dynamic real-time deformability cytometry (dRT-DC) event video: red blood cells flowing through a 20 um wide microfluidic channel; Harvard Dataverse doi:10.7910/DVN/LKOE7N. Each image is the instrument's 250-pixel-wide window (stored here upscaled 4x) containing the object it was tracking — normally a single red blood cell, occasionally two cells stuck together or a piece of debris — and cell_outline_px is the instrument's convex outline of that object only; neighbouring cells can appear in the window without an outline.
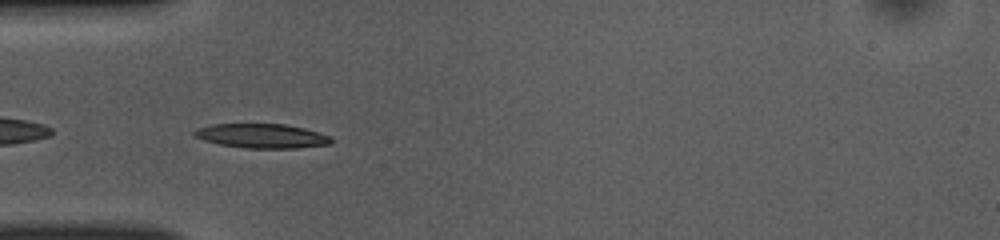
{"species": "common noctule bat (a hibernating species)", "species_latin": "Nyctalus noctula", "temperature_condition": "room temperature", "stored_images_in_passage": 37, "camera_frame_rate_fps": 3000, "um_per_image_px": 0.085, "animal": {"sex": "female", "body_mass_g": 10.0, "forearm_length_mm": 53.1}, "frame": {"image": 1, "passage_image": 2, "time_ms": 0.333, "image_size_px": [1000, 240], "cell_outline_px": [[332, 144], [296, 148], [244, 148], [220, 144], [204, 140], [192, 136], [192, 132], [196, 128], [212, 124], [284, 124], [304, 128], [328, 136], [332, 140]], "centroid_in_image_um": [22.2, 11.55], "position_along_channel_um": 62.8, "area_um2": 19.36}}
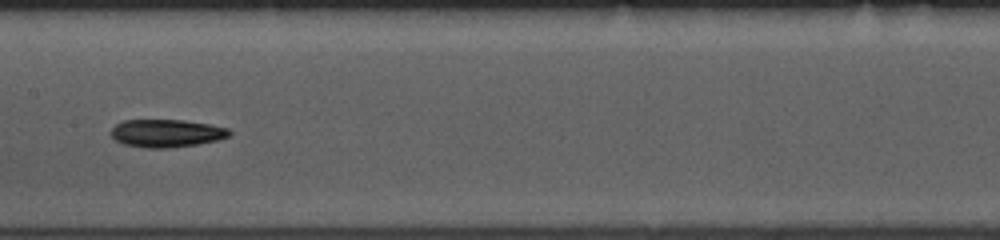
{"frame": {"image": 2, "passage_image": 12, "time_ms": 3.667, "image_size_px": [1000, 240], "cell_outline_px": [[232, 132], [228, 136], [216, 140], [196, 144], [168, 148], [148, 148], [124, 144], [116, 140], [108, 132], [116, 124], [124, 120], [184, 120], [208, 124], [228, 128]], "centroid_in_image_um": [14.12, 11.32], "position_along_channel_um": 193.3, "area_um2": 19.07}}
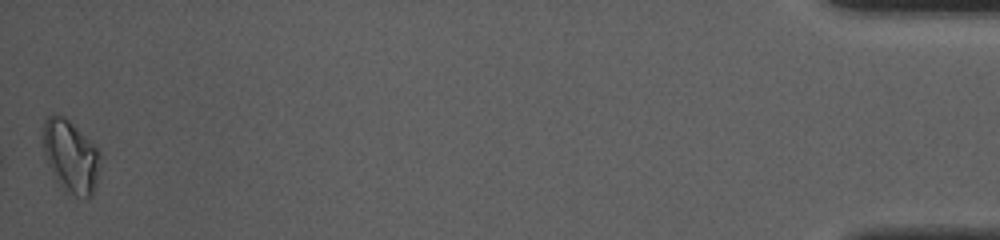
{"frame": {"image": 3, "passage_image": 37, "time_ms": 12.0, "image_size_px": [1000, 240], "cell_outline_px": [[96, 180], [92, 196], [76, 196], [64, 192], [48, 164], [44, 152], [44, 120], [48, 116], [56, 112], [64, 116], [96, 148]], "centroid_in_image_um": [5.94, 13.27], "position_along_channel_um": 429.3, "area_um2": 22.95}, "authors_computed_cell_mechanics": {"area_um2": 18.9006, "velocity_mm_per_s": 3.9427, "shape_relaxation_time_tau1_ms": 4.8876, "shape_relaxation_time_tau2_ms": null, "deformation_change_tau1": 0.1458, "deformation_change_tau2": null}}